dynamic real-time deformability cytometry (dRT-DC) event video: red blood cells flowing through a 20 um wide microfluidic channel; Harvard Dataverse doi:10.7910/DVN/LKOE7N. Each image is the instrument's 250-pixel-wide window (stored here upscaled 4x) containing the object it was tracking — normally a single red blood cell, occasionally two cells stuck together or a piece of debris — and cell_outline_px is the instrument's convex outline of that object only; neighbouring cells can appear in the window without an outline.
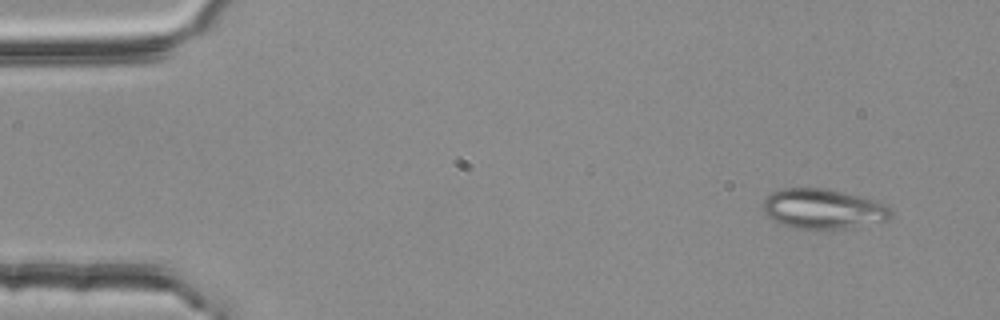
{"species": "common noctule bat (a hibernating species)", "species_latin": "Nyctalus noctula", "temperature_condition": "room temperature", "stored_images_in_passage": 3, "camera_frame_rate_fps": 3000, "um_per_image_px": 0.085, "animal": {"sex": "female", "body_mass_g": 25.1}, "frame": {"image": 1, "passage_image": 1, "time_ms": 0.0, "image_size_px": [1000, 320], "cell_outline_px": [[892, 216], [888, 220], [844, 228], [796, 228], [780, 224], [764, 216], [764, 200], [772, 192], [784, 188], [828, 188], [880, 200], [888, 204], [892, 208]], "centroid_in_image_um": [70.01, 17.73], "position_along_channel_um": 15.0, "area_um2": 30.06}}